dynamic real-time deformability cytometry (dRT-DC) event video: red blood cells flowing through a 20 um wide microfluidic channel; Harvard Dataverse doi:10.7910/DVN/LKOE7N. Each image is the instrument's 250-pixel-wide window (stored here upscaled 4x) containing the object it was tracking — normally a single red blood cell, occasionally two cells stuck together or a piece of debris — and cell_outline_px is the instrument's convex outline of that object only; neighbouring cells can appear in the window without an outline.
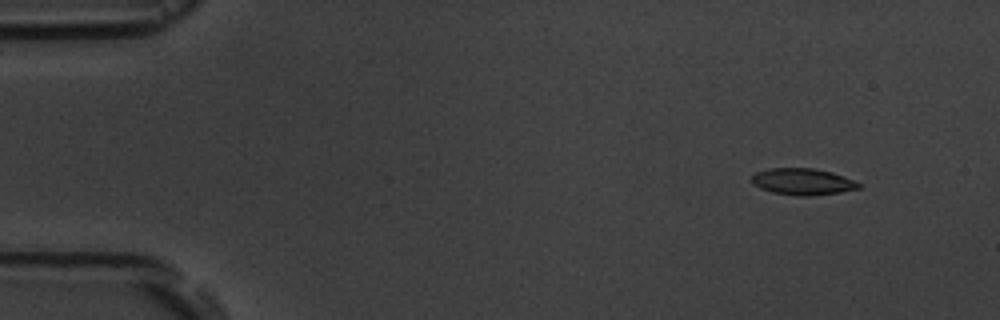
{"species": "common noctule bat (a hibernating species)", "species_latin": "Nyctalus noctula", "temperature_condition": "room temperature", "stored_images_in_passage": 5, "camera_frame_rate_fps": 3000, "um_per_image_px": 0.085, "animal": {"sex": "male", "body_mass_g": 19.5, "forearm_length_mm": 54.6}, "frame": {"image": 1, "passage_image": 2, "time_ms": 1.333, "image_size_px": [1000, 320], "cell_outline_px": [[860, 188], [840, 192], [808, 196], [796, 196], [772, 192], [760, 188], [752, 184], [752, 176], [756, 172], [768, 168], [812, 168], [832, 172], [844, 176], [860, 184]], "centroid_in_image_um": [68.19, 15.44], "position_along_channel_um": 16.8, "area_um2": 16.53}}
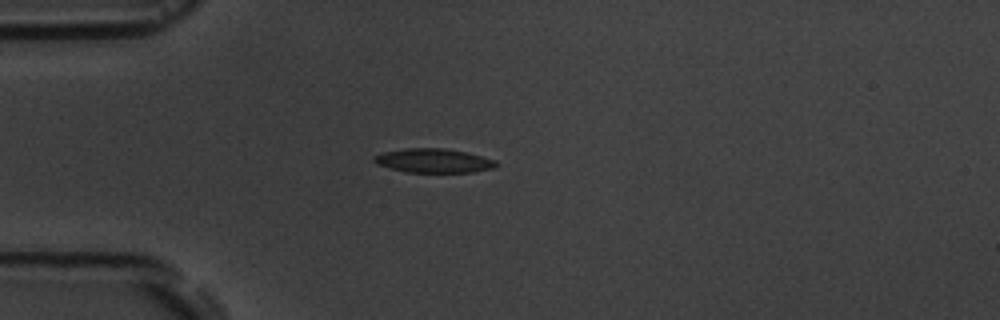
{"frame": {"image": 2, "passage_image": 5, "time_ms": 4.667, "image_size_px": [1000, 320], "cell_outline_px": [[500, 164], [496, 168], [472, 172], [404, 172], [376, 164], [372, 160], [376, 156], [384, 152], [404, 148], [444, 148], [464, 152], [496, 160]], "centroid_in_image_um": [36.88, 13.66], "position_along_channel_um": 48.1, "area_um2": 17.11}}